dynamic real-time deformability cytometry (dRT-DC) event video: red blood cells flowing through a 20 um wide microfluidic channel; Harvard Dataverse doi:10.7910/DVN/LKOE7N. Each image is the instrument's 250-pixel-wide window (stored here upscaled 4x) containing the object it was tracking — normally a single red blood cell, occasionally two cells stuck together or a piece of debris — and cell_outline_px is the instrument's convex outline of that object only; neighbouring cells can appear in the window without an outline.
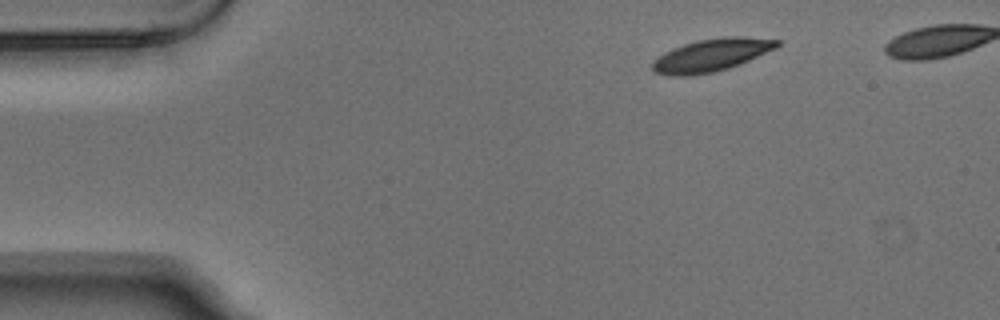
{"species": "Egyptian fruit bat (a non-hibernating species)", "species_latin": "Rousettus aegyptiacus", "temperature_condition": "warm", "stored_images_in_passage": 4, "camera_frame_rate_fps": 3000, "um_per_image_px": 0.085, "animal": {"sex": "male"}, "frame": {"image": 1, "passage_image": 1, "time_ms": 0.0, "image_size_px": [1000, 320], "cell_outline_px": [[780, 44], [776, 48], [748, 60], [728, 68], [712, 72], [688, 76], [668, 76], [656, 72], [652, 68], [652, 60], [664, 52], [672, 48], [684, 44], [700, 40], [724, 36], [744, 36], [780, 40]], "centroid_in_image_um": [60.44, 4.68], "position_along_channel_um": 24.6, "area_um2": 23.58}}